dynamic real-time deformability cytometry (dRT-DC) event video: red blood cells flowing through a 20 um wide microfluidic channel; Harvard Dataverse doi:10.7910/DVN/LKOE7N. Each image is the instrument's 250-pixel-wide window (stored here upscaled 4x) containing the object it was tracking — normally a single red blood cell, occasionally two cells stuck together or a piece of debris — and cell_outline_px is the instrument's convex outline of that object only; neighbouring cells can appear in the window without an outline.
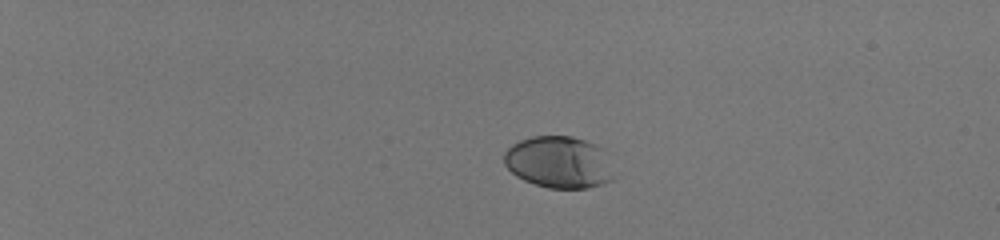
{"species": "human", "species_latin": "Homo sapiens", "temperature_condition": "room temperature", "stored_images_in_passage": 44, "camera_frame_rate_fps": 3000, "um_per_image_px": 0.085, "donor": {"sex": "male"}, "frame": {"image": 1, "passage_image": 1, "time_ms": 0.0, "image_size_px": [1000, 240], "cell_outline_px": [[616, 176], [612, 180], [588, 188], [548, 188], [524, 180], [516, 176], [504, 164], [504, 152], [512, 144], [520, 140], [532, 136], [572, 136], [584, 140], [604, 148]], "centroid_in_image_um": [47.53, 13.78], "position_along_channel_um": 37.5, "area_um2": 33.47}}
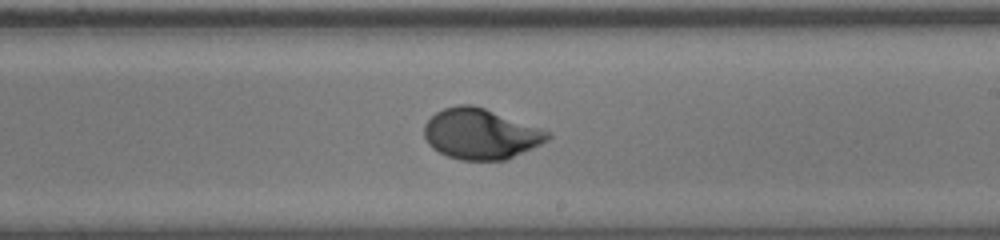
{"frame": {"image": 2, "passage_image": 26, "time_ms": 8.333, "image_size_px": [1000, 240], "cell_outline_px": [[552, 136], [548, 140], [540, 144], [504, 160], [460, 160], [448, 156], [432, 148], [428, 144], [424, 136], [424, 124], [436, 112], [444, 108], [456, 104], [472, 104], [484, 108], [540, 128], [548, 132]], "centroid_in_image_um": [40.81, 11.38], "position_along_channel_um": 248.2, "area_um2": 36.01}}
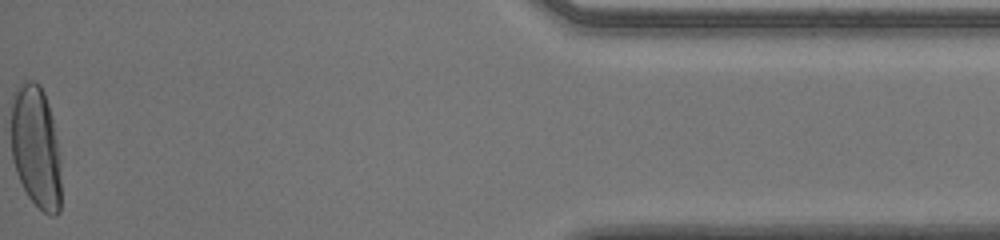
{"frame": {"image": 3, "passage_image": 44, "time_ms": 14.333, "image_size_px": [1000, 240], "cell_outline_px": [[60, 212], [56, 216], [52, 216], [44, 212], [28, 196], [16, 172], [12, 160], [12, 104], [16, 92], [28, 80], [32, 80], [40, 84], [44, 92], [48, 104], [52, 120], [60, 156]], "centroid_in_image_um": [3.07, 12.56], "position_along_channel_um": 432.1, "area_um2": 35.2}, "authors_computed_cell_mechanics": {"area_um2": 34.7956, "velocity_mm_per_s": 3.992, "shape_relaxation_time_tau1_ms": 3.5922, "shape_relaxation_time_tau2_ms": null, "deformation_change_tau1": 0.1886, "deformation_change_tau2": null}}